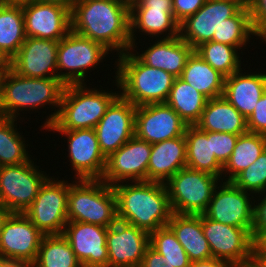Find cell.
I'll return each mask as SVG.
<instances>
[{
	"label": "cell",
	"instance_id": "cell-2",
	"mask_svg": "<svg viewBox=\"0 0 266 267\" xmlns=\"http://www.w3.org/2000/svg\"><path fill=\"white\" fill-rule=\"evenodd\" d=\"M113 190L118 221L136 226L149 234L168 225L172 210L165 183L126 181L113 185Z\"/></svg>",
	"mask_w": 266,
	"mask_h": 267
},
{
	"label": "cell",
	"instance_id": "cell-42",
	"mask_svg": "<svg viewBox=\"0 0 266 267\" xmlns=\"http://www.w3.org/2000/svg\"><path fill=\"white\" fill-rule=\"evenodd\" d=\"M248 132L266 135V91L247 118Z\"/></svg>",
	"mask_w": 266,
	"mask_h": 267
},
{
	"label": "cell",
	"instance_id": "cell-44",
	"mask_svg": "<svg viewBox=\"0 0 266 267\" xmlns=\"http://www.w3.org/2000/svg\"><path fill=\"white\" fill-rule=\"evenodd\" d=\"M174 19L180 24L187 17L195 14L207 0H172Z\"/></svg>",
	"mask_w": 266,
	"mask_h": 267
},
{
	"label": "cell",
	"instance_id": "cell-31",
	"mask_svg": "<svg viewBox=\"0 0 266 267\" xmlns=\"http://www.w3.org/2000/svg\"><path fill=\"white\" fill-rule=\"evenodd\" d=\"M26 40L22 5L0 4V54L9 60Z\"/></svg>",
	"mask_w": 266,
	"mask_h": 267
},
{
	"label": "cell",
	"instance_id": "cell-47",
	"mask_svg": "<svg viewBox=\"0 0 266 267\" xmlns=\"http://www.w3.org/2000/svg\"><path fill=\"white\" fill-rule=\"evenodd\" d=\"M190 267H236V266L233 263L225 260L210 258L206 260L191 262Z\"/></svg>",
	"mask_w": 266,
	"mask_h": 267
},
{
	"label": "cell",
	"instance_id": "cell-32",
	"mask_svg": "<svg viewBox=\"0 0 266 267\" xmlns=\"http://www.w3.org/2000/svg\"><path fill=\"white\" fill-rule=\"evenodd\" d=\"M265 150L266 135L252 132L239 135L229 160L223 166L222 181L223 179L224 181H232L253 164Z\"/></svg>",
	"mask_w": 266,
	"mask_h": 267
},
{
	"label": "cell",
	"instance_id": "cell-10",
	"mask_svg": "<svg viewBox=\"0 0 266 267\" xmlns=\"http://www.w3.org/2000/svg\"><path fill=\"white\" fill-rule=\"evenodd\" d=\"M57 179V180H56ZM48 177L33 203L24 211L30 221L44 234H62L67 218L70 183Z\"/></svg>",
	"mask_w": 266,
	"mask_h": 267
},
{
	"label": "cell",
	"instance_id": "cell-17",
	"mask_svg": "<svg viewBox=\"0 0 266 267\" xmlns=\"http://www.w3.org/2000/svg\"><path fill=\"white\" fill-rule=\"evenodd\" d=\"M48 131L66 136V151L69 152L67 157L75 172V180L102 179L106 157L101 152L94 129Z\"/></svg>",
	"mask_w": 266,
	"mask_h": 267
},
{
	"label": "cell",
	"instance_id": "cell-26",
	"mask_svg": "<svg viewBox=\"0 0 266 267\" xmlns=\"http://www.w3.org/2000/svg\"><path fill=\"white\" fill-rule=\"evenodd\" d=\"M186 167L185 136L152 144L147 168V181L166 183Z\"/></svg>",
	"mask_w": 266,
	"mask_h": 267
},
{
	"label": "cell",
	"instance_id": "cell-18",
	"mask_svg": "<svg viewBox=\"0 0 266 267\" xmlns=\"http://www.w3.org/2000/svg\"><path fill=\"white\" fill-rule=\"evenodd\" d=\"M135 111L136 106L119 94L97 123L94 130L106 158L134 136Z\"/></svg>",
	"mask_w": 266,
	"mask_h": 267
},
{
	"label": "cell",
	"instance_id": "cell-36",
	"mask_svg": "<svg viewBox=\"0 0 266 267\" xmlns=\"http://www.w3.org/2000/svg\"><path fill=\"white\" fill-rule=\"evenodd\" d=\"M256 34L247 4L235 15L223 20L214 32L212 41L234 46L238 49L247 46L252 36Z\"/></svg>",
	"mask_w": 266,
	"mask_h": 267
},
{
	"label": "cell",
	"instance_id": "cell-56",
	"mask_svg": "<svg viewBox=\"0 0 266 267\" xmlns=\"http://www.w3.org/2000/svg\"><path fill=\"white\" fill-rule=\"evenodd\" d=\"M129 5H131L132 3L138 1V0H125Z\"/></svg>",
	"mask_w": 266,
	"mask_h": 267
},
{
	"label": "cell",
	"instance_id": "cell-37",
	"mask_svg": "<svg viewBox=\"0 0 266 267\" xmlns=\"http://www.w3.org/2000/svg\"><path fill=\"white\" fill-rule=\"evenodd\" d=\"M238 50L234 46L215 41L202 43L195 49L205 62L225 77L242 69V61Z\"/></svg>",
	"mask_w": 266,
	"mask_h": 267
},
{
	"label": "cell",
	"instance_id": "cell-53",
	"mask_svg": "<svg viewBox=\"0 0 266 267\" xmlns=\"http://www.w3.org/2000/svg\"><path fill=\"white\" fill-rule=\"evenodd\" d=\"M241 267H266V266L258 264L256 262L252 261V262L247 263V264H245L244 266H241Z\"/></svg>",
	"mask_w": 266,
	"mask_h": 267
},
{
	"label": "cell",
	"instance_id": "cell-7",
	"mask_svg": "<svg viewBox=\"0 0 266 267\" xmlns=\"http://www.w3.org/2000/svg\"><path fill=\"white\" fill-rule=\"evenodd\" d=\"M220 183V178L187 167L180 169L166 183L170 207L176 214H203Z\"/></svg>",
	"mask_w": 266,
	"mask_h": 267
},
{
	"label": "cell",
	"instance_id": "cell-11",
	"mask_svg": "<svg viewBox=\"0 0 266 267\" xmlns=\"http://www.w3.org/2000/svg\"><path fill=\"white\" fill-rule=\"evenodd\" d=\"M202 229L213 258L231 262L236 267L253 261L252 228L219 223L202 214Z\"/></svg>",
	"mask_w": 266,
	"mask_h": 267
},
{
	"label": "cell",
	"instance_id": "cell-20",
	"mask_svg": "<svg viewBox=\"0 0 266 267\" xmlns=\"http://www.w3.org/2000/svg\"><path fill=\"white\" fill-rule=\"evenodd\" d=\"M58 44L59 41L50 39L26 37L8 67L19 76L29 78L58 77Z\"/></svg>",
	"mask_w": 266,
	"mask_h": 267
},
{
	"label": "cell",
	"instance_id": "cell-49",
	"mask_svg": "<svg viewBox=\"0 0 266 267\" xmlns=\"http://www.w3.org/2000/svg\"><path fill=\"white\" fill-rule=\"evenodd\" d=\"M11 214H12L11 211H9L7 208H5L4 206L0 204V234H1V231L3 229L5 222L7 221V219L9 218Z\"/></svg>",
	"mask_w": 266,
	"mask_h": 267
},
{
	"label": "cell",
	"instance_id": "cell-41",
	"mask_svg": "<svg viewBox=\"0 0 266 267\" xmlns=\"http://www.w3.org/2000/svg\"><path fill=\"white\" fill-rule=\"evenodd\" d=\"M253 28L260 40L266 43V0H247Z\"/></svg>",
	"mask_w": 266,
	"mask_h": 267
},
{
	"label": "cell",
	"instance_id": "cell-15",
	"mask_svg": "<svg viewBox=\"0 0 266 267\" xmlns=\"http://www.w3.org/2000/svg\"><path fill=\"white\" fill-rule=\"evenodd\" d=\"M246 3L247 0H207L179 24V36L195 50L202 43L212 41L223 20L235 16Z\"/></svg>",
	"mask_w": 266,
	"mask_h": 267
},
{
	"label": "cell",
	"instance_id": "cell-39",
	"mask_svg": "<svg viewBox=\"0 0 266 267\" xmlns=\"http://www.w3.org/2000/svg\"><path fill=\"white\" fill-rule=\"evenodd\" d=\"M232 182L240 189L258 195L266 192V150Z\"/></svg>",
	"mask_w": 266,
	"mask_h": 267
},
{
	"label": "cell",
	"instance_id": "cell-45",
	"mask_svg": "<svg viewBox=\"0 0 266 267\" xmlns=\"http://www.w3.org/2000/svg\"><path fill=\"white\" fill-rule=\"evenodd\" d=\"M140 267H174L150 245L146 248Z\"/></svg>",
	"mask_w": 266,
	"mask_h": 267
},
{
	"label": "cell",
	"instance_id": "cell-34",
	"mask_svg": "<svg viewBox=\"0 0 266 267\" xmlns=\"http://www.w3.org/2000/svg\"><path fill=\"white\" fill-rule=\"evenodd\" d=\"M16 121L0 116V167L20 165L31 160L32 155L26 149L29 144L25 143L24 135L17 130Z\"/></svg>",
	"mask_w": 266,
	"mask_h": 267
},
{
	"label": "cell",
	"instance_id": "cell-1",
	"mask_svg": "<svg viewBox=\"0 0 266 267\" xmlns=\"http://www.w3.org/2000/svg\"><path fill=\"white\" fill-rule=\"evenodd\" d=\"M71 31L101 43L117 56L131 48L130 5L104 0H78L70 10Z\"/></svg>",
	"mask_w": 266,
	"mask_h": 267
},
{
	"label": "cell",
	"instance_id": "cell-22",
	"mask_svg": "<svg viewBox=\"0 0 266 267\" xmlns=\"http://www.w3.org/2000/svg\"><path fill=\"white\" fill-rule=\"evenodd\" d=\"M106 246L108 267H140L149 246V233L117 220L108 227Z\"/></svg>",
	"mask_w": 266,
	"mask_h": 267
},
{
	"label": "cell",
	"instance_id": "cell-52",
	"mask_svg": "<svg viewBox=\"0 0 266 267\" xmlns=\"http://www.w3.org/2000/svg\"><path fill=\"white\" fill-rule=\"evenodd\" d=\"M8 67V61L0 54V69H6Z\"/></svg>",
	"mask_w": 266,
	"mask_h": 267
},
{
	"label": "cell",
	"instance_id": "cell-12",
	"mask_svg": "<svg viewBox=\"0 0 266 267\" xmlns=\"http://www.w3.org/2000/svg\"><path fill=\"white\" fill-rule=\"evenodd\" d=\"M44 236L24 213H12L0 234V256L19 267H30Z\"/></svg>",
	"mask_w": 266,
	"mask_h": 267
},
{
	"label": "cell",
	"instance_id": "cell-19",
	"mask_svg": "<svg viewBox=\"0 0 266 267\" xmlns=\"http://www.w3.org/2000/svg\"><path fill=\"white\" fill-rule=\"evenodd\" d=\"M187 126L166 103L136 107L134 135L151 145L183 136Z\"/></svg>",
	"mask_w": 266,
	"mask_h": 267
},
{
	"label": "cell",
	"instance_id": "cell-38",
	"mask_svg": "<svg viewBox=\"0 0 266 267\" xmlns=\"http://www.w3.org/2000/svg\"><path fill=\"white\" fill-rule=\"evenodd\" d=\"M149 245L174 267L191 266L188 255L168 225L149 234Z\"/></svg>",
	"mask_w": 266,
	"mask_h": 267
},
{
	"label": "cell",
	"instance_id": "cell-54",
	"mask_svg": "<svg viewBox=\"0 0 266 267\" xmlns=\"http://www.w3.org/2000/svg\"><path fill=\"white\" fill-rule=\"evenodd\" d=\"M4 70L5 69H0V99H1V81H2V77L4 75Z\"/></svg>",
	"mask_w": 266,
	"mask_h": 267
},
{
	"label": "cell",
	"instance_id": "cell-46",
	"mask_svg": "<svg viewBox=\"0 0 266 267\" xmlns=\"http://www.w3.org/2000/svg\"><path fill=\"white\" fill-rule=\"evenodd\" d=\"M253 261L266 266V232L259 234L254 239Z\"/></svg>",
	"mask_w": 266,
	"mask_h": 267
},
{
	"label": "cell",
	"instance_id": "cell-24",
	"mask_svg": "<svg viewBox=\"0 0 266 267\" xmlns=\"http://www.w3.org/2000/svg\"><path fill=\"white\" fill-rule=\"evenodd\" d=\"M156 40L141 54L135 48H130V51L142 63L162 69L176 78L181 77L187 58L194 49L180 36Z\"/></svg>",
	"mask_w": 266,
	"mask_h": 267
},
{
	"label": "cell",
	"instance_id": "cell-13",
	"mask_svg": "<svg viewBox=\"0 0 266 267\" xmlns=\"http://www.w3.org/2000/svg\"><path fill=\"white\" fill-rule=\"evenodd\" d=\"M254 198L252 193L238 188L232 181L221 180L203 214L219 223L252 228Z\"/></svg>",
	"mask_w": 266,
	"mask_h": 267
},
{
	"label": "cell",
	"instance_id": "cell-9",
	"mask_svg": "<svg viewBox=\"0 0 266 267\" xmlns=\"http://www.w3.org/2000/svg\"><path fill=\"white\" fill-rule=\"evenodd\" d=\"M33 160L0 167V204L12 213H24L49 177Z\"/></svg>",
	"mask_w": 266,
	"mask_h": 267
},
{
	"label": "cell",
	"instance_id": "cell-6",
	"mask_svg": "<svg viewBox=\"0 0 266 267\" xmlns=\"http://www.w3.org/2000/svg\"><path fill=\"white\" fill-rule=\"evenodd\" d=\"M70 183L68 221L110 227L117 221L116 196L113 186L101 179L73 180Z\"/></svg>",
	"mask_w": 266,
	"mask_h": 267
},
{
	"label": "cell",
	"instance_id": "cell-23",
	"mask_svg": "<svg viewBox=\"0 0 266 267\" xmlns=\"http://www.w3.org/2000/svg\"><path fill=\"white\" fill-rule=\"evenodd\" d=\"M107 230L96 224L68 221L62 235L82 267H108Z\"/></svg>",
	"mask_w": 266,
	"mask_h": 267
},
{
	"label": "cell",
	"instance_id": "cell-50",
	"mask_svg": "<svg viewBox=\"0 0 266 267\" xmlns=\"http://www.w3.org/2000/svg\"><path fill=\"white\" fill-rule=\"evenodd\" d=\"M0 267H19V266L13 261L0 256Z\"/></svg>",
	"mask_w": 266,
	"mask_h": 267
},
{
	"label": "cell",
	"instance_id": "cell-27",
	"mask_svg": "<svg viewBox=\"0 0 266 267\" xmlns=\"http://www.w3.org/2000/svg\"><path fill=\"white\" fill-rule=\"evenodd\" d=\"M195 126L207 132L236 135L248 132L247 119L223 96L207 100Z\"/></svg>",
	"mask_w": 266,
	"mask_h": 267
},
{
	"label": "cell",
	"instance_id": "cell-28",
	"mask_svg": "<svg viewBox=\"0 0 266 267\" xmlns=\"http://www.w3.org/2000/svg\"><path fill=\"white\" fill-rule=\"evenodd\" d=\"M168 226L175 233L191 262L213 258L202 229V214L172 213Z\"/></svg>",
	"mask_w": 266,
	"mask_h": 267
},
{
	"label": "cell",
	"instance_id": "cell-4",
	"mask_svg": "<svg viewBox=\"0 0 266 267\" xmlns=\"http://www.w3.org/2000/svg\"><path fill=\"white\" fill-rule=\"evenodd\" d=\"M115 63L114 83L123 98L136 107L167 101L176 78L172 74L142 63L130 50L118 55Z\"/></svg>",
	"mask_w": 266,
	"mask_h": 267
},
{
	"label": "cell",
	"instance_id": "cell-3",
	"mask_svg": "<svg viewBox=\"0 0 266 267\" xmlns=\"http://www.w3.org/2000/svg\"><path fill=\"white\" fill-rule=\"evenodd\" d=\"M65 86L58 77L29 78L19 76L7 67L1 81L0 116L23 119L18 117L19 112L38 111L47 104L55 109L41 125L47 129L57 117Z\"/></svg>",
	"mask_w": 266,
	"mask_h": 267
},
{
	"label": "cell",
	"instance_id": "cell-43",
	"mask_svg": "<svg viewBox=\"0 0 266 267\" xmlns=\"http://www.w3.org/2000/svg\"><path fill=\"white\" fill-rule=\"evenodd\" d=\"M262 195V197H261ZM261 197V199H260ZM257 199H254L253 209V227L252 238L253 240L261 233L266 232V192L258 194ZM256 203V204H255ZM258 204V205H257Z\"/></svg>",
	"mask_w": 266,
	"mask_h": 267
},
{
	"label": "cell",
	"instance_id": "cell-55",
	"mask_svg": "<svg viewBox=\"0 0 266 267\" xmlns=\"http://www.w3.org/2000/svg\"><path fill=\"white\" fill-rule=\"evenodd\" d=\"M104 1H111V2H117V3H127L125 0H104Z\"/></svg>",
	"mask_w": 266,
	"mask_h": 267
},
{
	"label": "cell",
	"instance_id": "cell-51",
	"mask_svg": "<svg viewBox=\"0 0 266 267\" xmlns=\"http://www.w3.org/2000/svg\"><path fill=\"white\" fill-rule=\"evenodd\" d=\"M33 1H37V0H2V3L22 5V4L33 2Z\"/></svg>",
	"mask_w": 266,
	"mask_h": 267
},
{
	"label": "cell",
	"instance_id": "cell-40",
	"mask_svg": "<svg viewBox=\"0 0 266 267\" xmlns=\"http://www.w3.org/2000/svg\"><path fill=\"white\" fill-rule=\"evenodd\" d=\"M239 135L212 132V154L224 166L229 160Z\"/></svg>",
	"mask_w": 266,
	"mask_h": 267
},
{
	"label": "cell",
	"instance_id": "cell-5",
	"mask_svg": "<svg viewBox=\"0 0 266 267\" xmlns=\"http://www.w3.org/2000/svg\"><path fill=\"white\" fill-rule=\"evenodd\" d=\"M116 92L86 84L66 85L57 117L47 130L94 129L120 91Z\"/></svg>",
	"mask_w": 266,
	"mask_h": 267
},
{
	"label": "cell",
	"instance_id": "cell-8",
	"mask_svg": "<svg viewBox=\"0 0 266 267\" xmlns=\"http://www.w3.org/2000/svg\"><path fill=\"white\" fill-rule=\"evenodd\" d=\"M110 54L101 43L73 31L59 40L57 52L58 78L68 84H86L89 69L100 65ZM66 72H62V71Z\"/></svg>",
	"mask_w": 266,
	"mask_h": 267
},
{
	"label": "cell",
	"instance_id": "cell-48",
	"mask_svg": "<svg viewBox=\"0 0 266 267\" xmlns=\"http://www.w3.org/2000/svg\"><path fill=\"white\" fill-rule=\"evenodd\" d=\"M38 2L42 3H56L63 5L71 10L72 6L78 1V0H37Z\"/></svg>",
	"mask_w": 266,
	"mask_h": 267
},
{
	"label": "cell",
	"instance_id": "cell-16",
	"mask_svg": "<svg viewBox=\"0 0 266 267\" xmlns=\"http://www.w3.org/2000/svg\"><path fill=\"white\" fill-rule=\"evenodd\" d=\"M152 145L135 135L106 158L102 181L113 186L122 182L147 181Z\"/></svg>",
	"mask_w": 266,
	"mask_h": 267
},
{
	"label": "cell",
	"instance_id": "cell-25",
	"mask_svg": "<svg viewBox=\"0 0 266 267\" xmlns=\"http://www.w3.org/2000/svg\"><path fill=\"white\" fill-rule=\"evenodd\" d=\"M242 71L225 77L222 96L247 119L266 91V73Z\"/></svg>",
	"mask_w": 266,
	"mask_h": 267
},
{
	"label": "cell",
	"instance_id": "cell-29",
	"mask_svg": "<svg viewBox=\"0 0 266 267\" xmlns=\"http://www.w3.org/2000/svg\"><path fill=\"white\" fill-rule=\"evenodd\" d=\"M186 139V167L206 172L222 180L223 165L212 154V132L188 125L184 133Z\"/></svg>",
	"mask_w": 266,
	"mask_h": 267
},
{
	"label": "cell",
	"instance_id": "cell-21",
	"mask_svg": "<svg viewBox=\"0 0 266 267\" xmlns=\"http://www.w3.org/2000/svg\"><path fill=\"white\" fill-rule=\"evenodd\" d=\"M26 37L59 41L71 31L70 9L56 3L22 4Z\"/></svg>",
	"mask_w": 266,
	"mask_h": 267
},
{
	"label": "cell",
	"instance_id": "cell-33",
	"mask_svg": "<svg viewBox=\"0 0 266 267\" xmlns=\"http://www.w3.org/2000/svg\"><path fill=\"white\" fill-rule=\"evenodd\" d=\"M207 98L180 77L175 78L167 101L187 125H195L205 108Z\"/></svg>",
	"mask_w": 266,
	"mask_h": 267
},
{
	"label": "cell",
	"instance_id": "cell-14",
	"mask_svg": "<svg viewBox=\"0 0 266 267\" xmlns=\"http://www.w3.org/2000/svg\"><path fill=\"white\" fill-rule=\"evenodd\" d=\"M137 31L141 35H150L149 37H158V39L179 36V23L174 19L173 1L138 0L132 3L130 5L131 48L137 47L135 35Z\"/></svg>",
	"mask_w": 266,
	"mask_h": 267
},
{
	"label": "cell",
	"instance_id": "cell-30",
	"mask_svg": "<svg viewBox=\"0 0 266 267\" xmlns=\"http://www.w3.org/2000/svg\"><path fill=\"white\" fill-rule=\"evenodd\" d=\"M180 78L208 100L223 95L225 76L205 62L195 50L187 58Z\"/></svg>",
	"mask_w": 266,
	"mask_h": 267
},
{
	"label": "cell",
	"instance_id": "cell-35",
	"mask_svg": "<svg viewBox=\"0 0 266 267\" xmlns=\"http://www.w3.org/2000/svg\"><path fill=\"white\" fill-rule=\"evenodd\" d=\"M30 267H82L62 234L42 238L35 262Z\"/></svg>",
	"mask_w": 266,
	"mask_h": 267
}]
</instances>
